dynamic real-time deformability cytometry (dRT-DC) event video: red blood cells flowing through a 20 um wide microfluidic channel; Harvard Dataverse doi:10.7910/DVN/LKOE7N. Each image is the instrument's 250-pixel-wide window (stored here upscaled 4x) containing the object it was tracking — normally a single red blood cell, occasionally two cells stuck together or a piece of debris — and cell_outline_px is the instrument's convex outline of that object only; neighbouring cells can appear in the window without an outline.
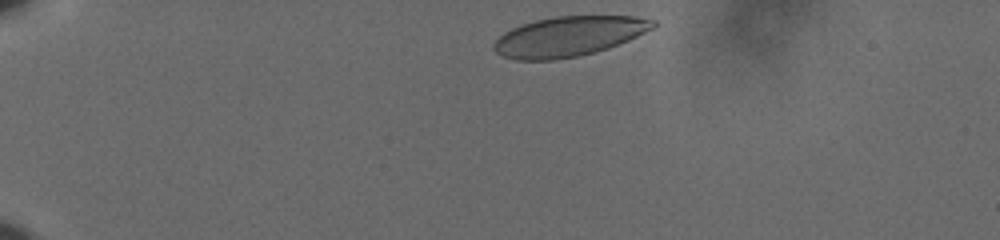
{"species": "human", "species_latin": "Homo sapiens", "temperature_condition": "cold", "stored_images_in_passage": 40, "camera_frame_rate_fps": 3000, "um_per_image_px": 0.085, "donor": {"sex": "male"}, "frame": {"image": 1, "passage_image": 2, "time_ms": 0.333, "image_size_px": [1000, 240], "cell_outline_px": [[656, 24], [652, 28], [628, 40], [608, 48], [576, 56], [552, 60], [516, 60], [500, 56], [492, 48], [492, 44], [504, 32], [520, 24], [536, 20], [556, 16], [632, 16], [656, 20]], "centroid_in_image_um": [48.28, 3.09], "position_along_channel_um": 36.7, "area_um2": 36.82}}
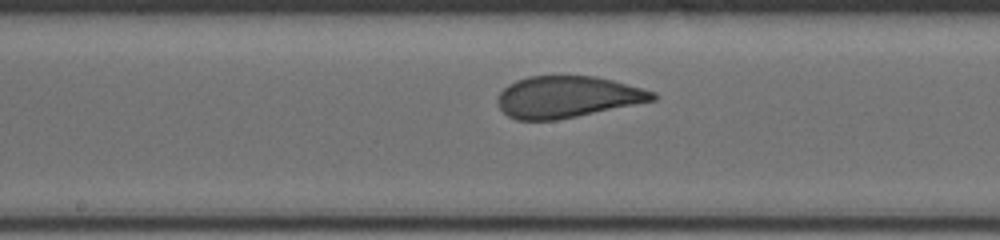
{"frame": {"image": 2, "passage_image": 22, "time_ms": 7.0, "image_size_px": [1000, 240], "cell_outline_px": [[656, 100], [556, 120], [516, 120], [508, 116], [500, 108], [496, 100], [496, 96], [508, 84], [516, 80], [528, 76], [596, 76], [612, 80], [656, 92]], "centroid_in_image_um": [48.18, 8.23], "position_along_channel_um": 200.0, "area_um2": 37.45}}
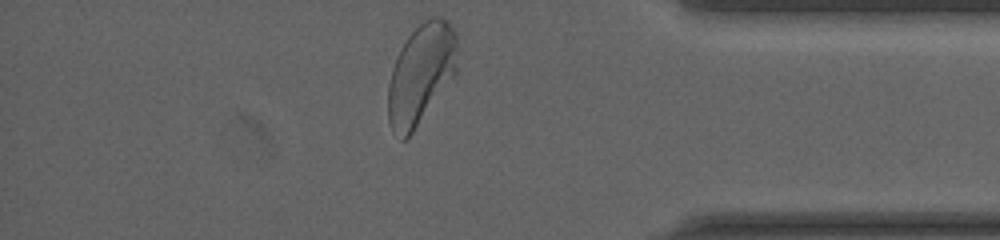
{"frame": {"image": 3, "passage_image": 40, "time_ms": 13.0, "image_size_px": [1000, 240], "cell_outline_px": [[456, 72], [412, 132], [404, 140], [400, 140], [392, 128], [388, 120], [388, 84], [392, 68], [408, 36], [424, 20], [432, 16], [440, 16], [456, 32]], "centroid_in_image_um": [35.76, 6.28], "position_along_channel_um": 399.4, "area_um2": 39.48}, "authors_computed_cell_mechanics": {"area_um2": 38.3792, "velocity_mm_per_s": 3.6127, "shape_relaxation_time_tau1_ms": 3.2998, "shape_relaxation_time_tau2_ms": null, "deformation_change_tau1": 0.1365, "deformation_change_tau2": null}}